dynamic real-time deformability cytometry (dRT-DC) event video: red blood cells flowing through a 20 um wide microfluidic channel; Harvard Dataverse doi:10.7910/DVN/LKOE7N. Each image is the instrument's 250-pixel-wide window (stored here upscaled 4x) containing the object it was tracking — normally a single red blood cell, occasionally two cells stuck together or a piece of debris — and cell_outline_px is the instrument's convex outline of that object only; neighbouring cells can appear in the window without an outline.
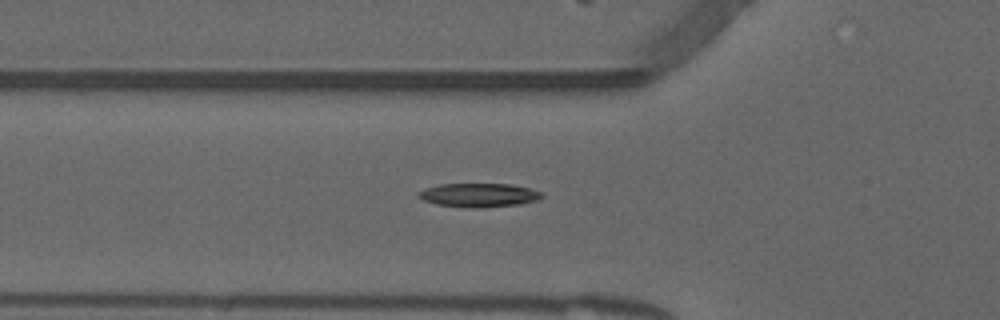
{"species": "common noctule bat (a hibernating species)", "species_latin": "Nyctalus noctula", "temperature_condition": "warm", "stored_images_in_passage": 37, "camera_frame_rate_fps": 3000, "um_per_image_px": 0.085, "animal": {"sex": "male", "forearm_length_mm": 52.5}, "frame": {"image": 1, "passage_image": 2, "time_ms": 0.333, "image_size_px": [1000, 320], "cell_outline_px": [[544, 196], [536, 200], [520, 204], [480, 208], [472, 208], [436, 204], [424, 200], [416, 196], [416, 192], [424, 188], [440, 184], [508, 184], [528, 188], [540, 192]], "centroid_in_image_um": [40.64, 16.58], "position_along_channel_um": 85.2, "area_um2": 17.05}}
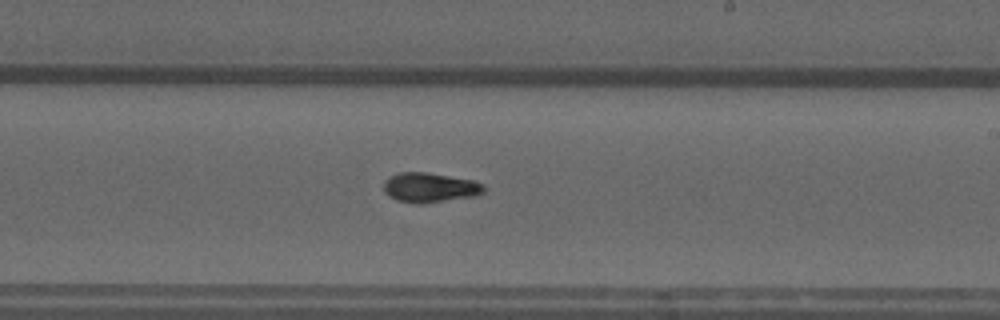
{"frame": {"image": 2, "passage_image": 15, "time_ms": 4.667, "image_size_px": [1000, 320], "cell_outline_px": [[488, 188], [484, 192], [476, 196], [424, 204], [416, 204], [396, 200], [388, 196], [384, 192], [384, 180], [400, 172], [428, 172], [476, 180], [484, 184]], "centroid_in_image_um": [36.59, 15.95], "position_along_channel_um": 252.4, "area_um2": 17.8}}
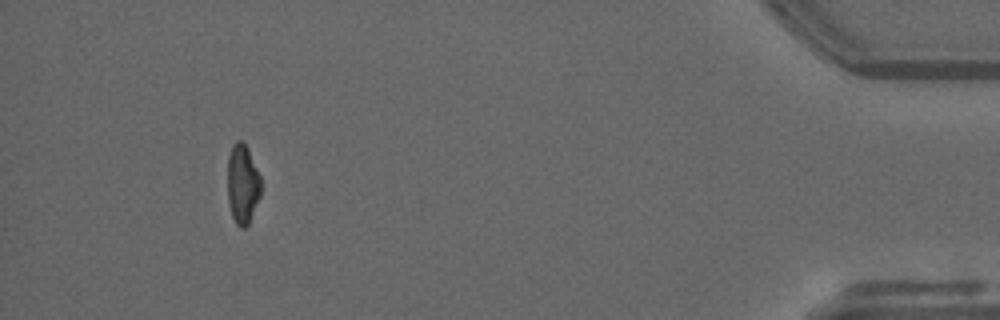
{"frame": {"image": 3, "passage_image": 33, "time_ms": 10.667, "image_size_px": [1000, 320], "cell_outline_px": [[260, 196], [248, 224], [244, 228], [240, 228], [236, 224], [232, 216], [228, 204], [228, 156], [232, 144], [236, 140], [244, 140], [248, 148], [260, 176]], "centroid_in_image_um": [20.6, 15.61], "position_along_channel_um": 414.6, "area_um2": 15.55}}